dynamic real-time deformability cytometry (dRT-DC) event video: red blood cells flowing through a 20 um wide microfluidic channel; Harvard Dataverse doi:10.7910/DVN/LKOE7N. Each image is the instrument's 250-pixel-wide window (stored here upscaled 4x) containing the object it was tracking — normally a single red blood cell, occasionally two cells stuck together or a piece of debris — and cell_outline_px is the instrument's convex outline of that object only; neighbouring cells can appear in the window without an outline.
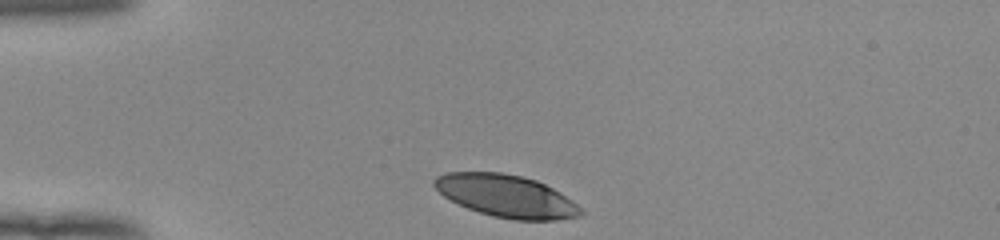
{"species": "human", "species_latin": "Homo sapiens", "temperature_condition": "room temperature", "stored_images_in_passage": 32, "camera_frame_rate_fps": 3000, "um_per_image_px": 0.085, "donor": {"sex": "female"}, "frame": {"image": 1, "passage_image": 1, "time_ms": 0.0, "image_size_px": [1000, 240], "cell_outline_px": [[584, 212], [580, 216], [556, 220], [512, 220], [492, 216], [468, 208], [444, 196], [432, 184], [432, 180], [436, 176], [448, 172], [500, 172], [520, 176], [536, 180], [560, 192], [572, 200]], "centroid_in_image_um": [43.03, 16.66], "position_along_channel_um": 42.0, "area_um2": 36.01}}
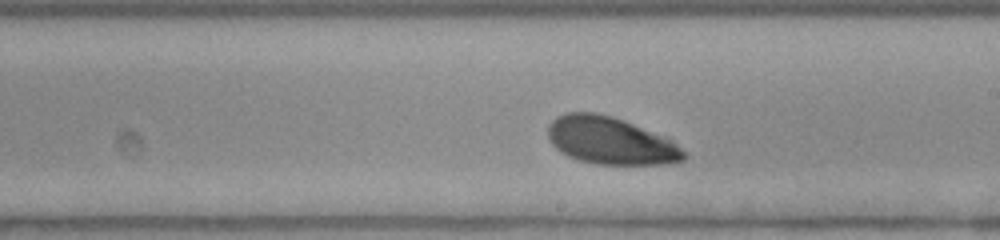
{"frame": {"image": 2, "passage_image": 19, "time_ms": 6.0, "image_size_px": [1000, 240], "cell_outline_px": [[688, 156], [684, 160], [668, 164], [596, 164], [580, 160], [568, 156], [560, 152], [552, 144], [548, 136], [548, 124], [556, 116], [564, 112], [596, 112], [612, 116], [624, 120], [672, 140]], "centroid_in_image_um": [51.86, 11.95], "position_along_channel_um": 237.1, "area_um2": 37.51}}
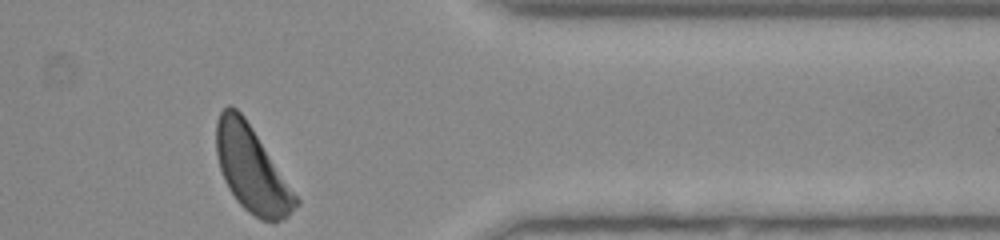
{"frame": {"image": 3, "passage_image": 32, "time_ms": 10.333, "image_size_px": [1000, 240], "cell_outline_px": [[300, 204], [284, 220], [276, 224], [272, 224], [260, 220], [248, 212], [236, 200], [228, 188], [224, 180], [220, 168], [216, 152], [216, 120], [220, 112], [228, 104], [236, 108], [244, 116], [300, 200]], "centroid_in_image_um": [21.4, 14.44], "position_along_channel_um": 390.0, "area_um2": 39.71}, "authors_computed_cell_mechanics": {"area_um2": 38.1191, "velocity_mm_per_s": 3.8578, "shape_relaxation_time_tau1_ms": 2.5465, "shape_relaxation_time_tau2_ms": null, "deformation_change_tau1": 0.1195, "deformation_change_tau2": null}}